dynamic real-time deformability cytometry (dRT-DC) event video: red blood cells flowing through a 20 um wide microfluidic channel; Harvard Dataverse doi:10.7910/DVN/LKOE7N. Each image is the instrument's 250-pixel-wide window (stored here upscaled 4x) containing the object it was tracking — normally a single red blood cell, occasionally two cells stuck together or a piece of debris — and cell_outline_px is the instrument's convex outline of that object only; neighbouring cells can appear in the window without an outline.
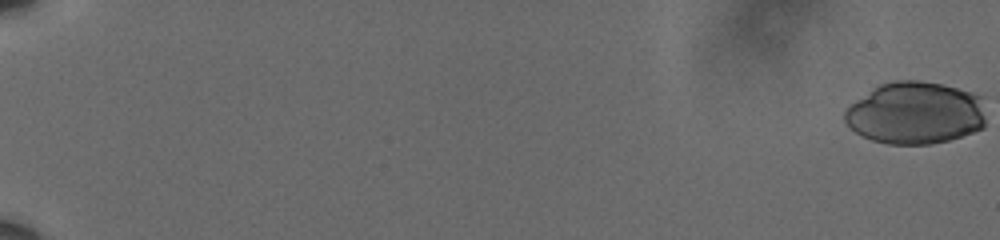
{"species": "human", "species_latin": "Homo sapiens", "temperature_condition": "cold", "stored_images_in_passage": 17, "camera_frame_rate_fps": 3000, "um_per_image_px": 0.085, "donor": {"sex": "male"}, "frame": {"image": 1, "passage_image": 1, "time_ms": 0.0, "image_size_px": [1000, 240], "cell_outline_px": [[984, 128], [948, 140], [928, 144], [888, 144], [872, 140], [856, 132], [844, 120], [844, 112], [848, 104], [880, 84], [896, 80], [920, 80], [940, 84], [972, 92], [980, 96], [984, 120]], "centroid_in_image_um": [77.77, 9.6], "position_along_channel_um": 7.2, "area_um2": 51.1}}